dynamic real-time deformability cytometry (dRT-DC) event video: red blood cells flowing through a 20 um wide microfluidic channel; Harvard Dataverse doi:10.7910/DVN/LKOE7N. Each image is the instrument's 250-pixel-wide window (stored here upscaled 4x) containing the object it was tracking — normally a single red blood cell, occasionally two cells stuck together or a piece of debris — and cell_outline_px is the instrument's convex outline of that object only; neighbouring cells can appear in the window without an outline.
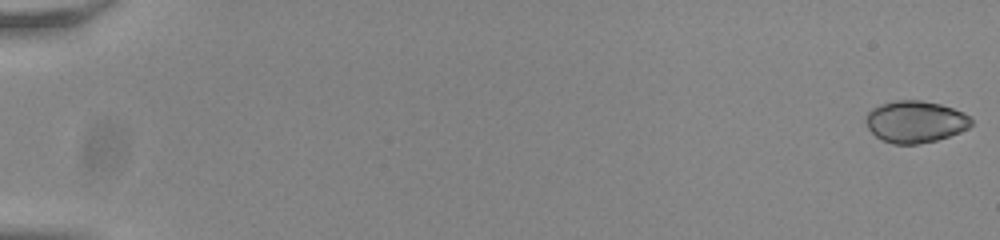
{"species": "common noctule bat (a hibernating species)", "species_latin": "Nyctalus noctula", "temperature_condition": "room temperature", "stored_images_in_passage": 56, "camera_frame_rate_fps": 3000, "um_per_image_px": 0.085, "animal": {"sex": "male", "body_mass_g": 20.0, "forearm_length_mm": 53.3}, "frame": {"image": 1, "passage_image": 1, "time_ms": 0.0, "image_size_px": [1000, 240], "cell_outline_px": [[972, 124], [968, 128], [960, 132], [936, 140], [916, 144], [892, 144], [876, 136], [868, 128], [864, 120], [868, 112], [872, 108], [880, 104], [896, 100], [920, 100], [940, 104], [964, 112], [972, 120]], "centroid_in_image_um": [77.79, 10.34], "position_along_channel_um": 7.2, "area_um2": 25.66}}
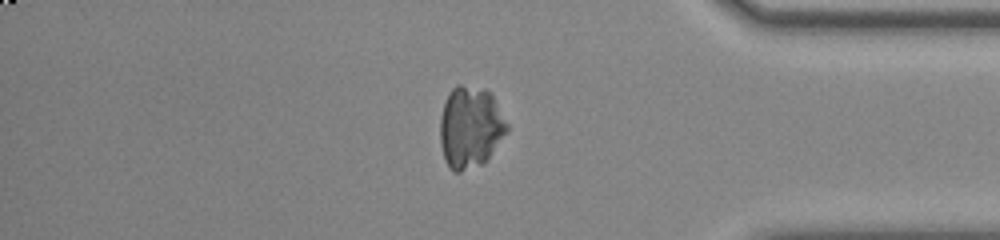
{"frame": {"image": 2, "passage_image": 48, "time_ms": 15.667, "image_size_px": [1000, 240], "cell_outline_px": [[508, 128], [488, 160], [484, 164], [460, 172], [452, 172], [444, 160], [440, 140], [440, 116], [444, 104], [452, 88], [456, 84], [460, 84], [484, 88], [492, 96], [508, 124]], "centroid_in_image_um": [39.96, 10.84], "position_along_channel_um": 395.2, "area_um2": 31.91}}
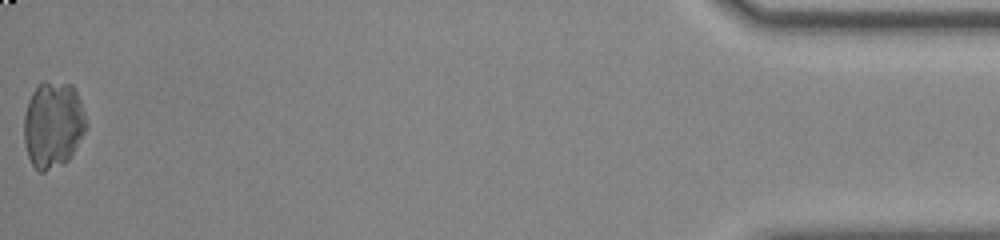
{"frame": {"image": 3, "passage_image": 56, "time_ms": 18.333, "image_size_px": [1000, 240], "cell_outline_px": [[88, 124], [72, 156], [64, 164], [44, 172], [40, 172], [32, 164], [28, 156], [24, 144], [24, 116], [28, 100], [32, 92], [44, 80], [72, 84], [80, 100]], "centroid_in_image_um": [4.51, 10.6], "position_along_channel_um": 430.7, "area_um2": 31.62}}